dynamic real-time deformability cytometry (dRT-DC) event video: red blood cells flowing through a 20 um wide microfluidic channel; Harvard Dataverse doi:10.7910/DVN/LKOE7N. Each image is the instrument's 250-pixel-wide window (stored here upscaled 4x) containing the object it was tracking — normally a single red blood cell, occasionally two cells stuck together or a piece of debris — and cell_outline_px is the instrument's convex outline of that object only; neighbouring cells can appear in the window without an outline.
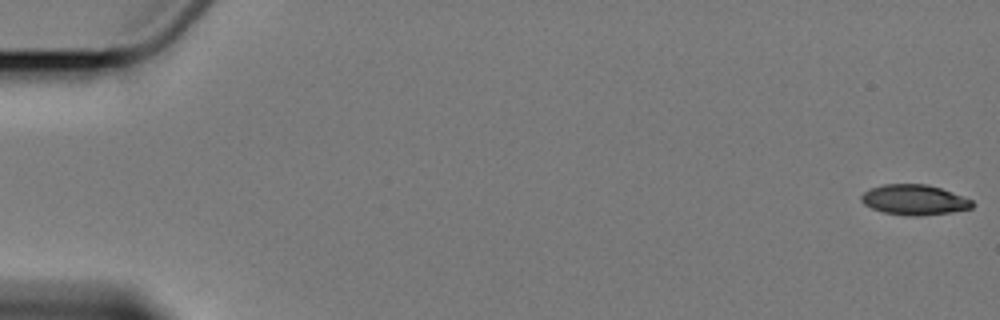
{"species": "Egyptian fruit bat (a non-hibernating species)", "species_latin": "Rousettus aegyptiacus", "temperature_condition": "cold", "stored_images_in_passage": 6, "camera_frame_rate_fps": 3000, "um_per_image_px": 0.085, "animal": {"sex": "female"}, "frame": {"image": 1, "passage_image": 1, "time_ms": 0.0, "image_size_px": [1000, 320], "cell_outline_px": [[976, 204], [972, 208], [948, 212], [884, 212], [872, 208], [864, 204], [860, 200], [860, 196], [868, 188], [884, 184], [928, 184], [952, 192], [972, 200]], "centroid_in_image_um": [77.69, 16.91], "position_along_channel_um": 7.3, "area_um2": 18.5}}
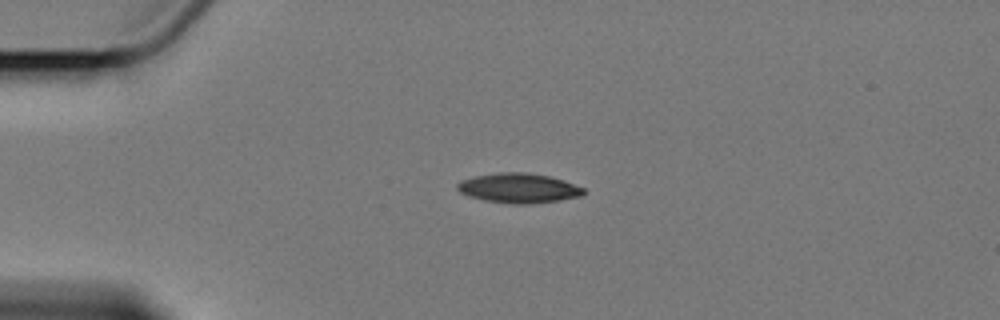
{"frame": {"image": 2, "passage_image": 5, "time_ms": 4.667, "image_size_px": [1000, 320], "cell_outline_px": [[584, 192], [580, 196], [556, 200], [528, 204], [516, 204], [488, 200], [472, 196], [460, 192], [456, 188], [456, 184], [460, 180], [476, 176], [496, 172], [528, 172], [552, 176], [564, 180], [584, 188]], "centroid_in_image_um": [44.09, 15.96], "position_along_channel_um": 40.9, "area_um2": 21.62}}